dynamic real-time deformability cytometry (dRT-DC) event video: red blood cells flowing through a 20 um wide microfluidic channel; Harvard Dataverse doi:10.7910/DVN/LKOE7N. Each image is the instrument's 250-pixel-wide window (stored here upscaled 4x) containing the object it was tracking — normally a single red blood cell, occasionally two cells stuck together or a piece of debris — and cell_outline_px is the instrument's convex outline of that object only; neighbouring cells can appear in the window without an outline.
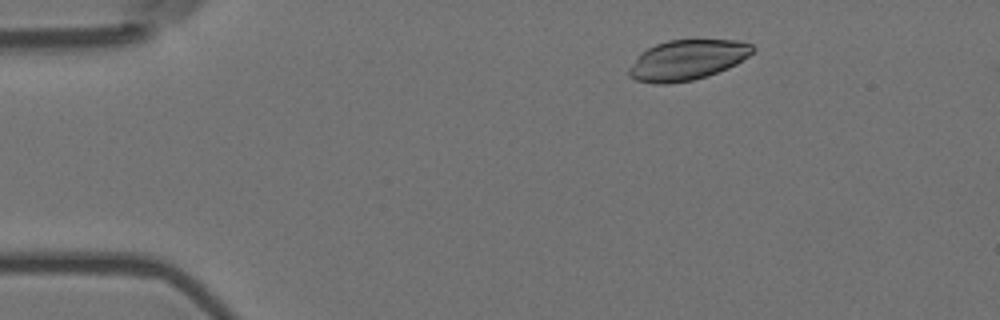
{"species": "Egyptian fruit bat (a non-hibernating species)", "species_latin": "Rousettus aegyptiacus", "temperature_condition": "room temperature", "stored_images_in_passage": 4, "camera_frame_rate_fps": 3000, "um_per_image_px": 0.085, "animal": {"sex": "female"}, "frame": {"image": 1, "passage_image": 2, "time_ms": 0.333, "image_size_px": [1000, 320], "cell_outline_px": [[756, 48], [748, 56], [736, 64], [728, 68], [708, 76], [692, 80], [668, 84], [656, 84], [636, 80], [628, 76], [628, 68], [640, 52], [656, 44], [668, 40], [736, 40], [752, 44]], "centroid_in_image_um": [58.39, 5.1], "position_along_channel_um": 26.6, "area_um2": 29.07}}